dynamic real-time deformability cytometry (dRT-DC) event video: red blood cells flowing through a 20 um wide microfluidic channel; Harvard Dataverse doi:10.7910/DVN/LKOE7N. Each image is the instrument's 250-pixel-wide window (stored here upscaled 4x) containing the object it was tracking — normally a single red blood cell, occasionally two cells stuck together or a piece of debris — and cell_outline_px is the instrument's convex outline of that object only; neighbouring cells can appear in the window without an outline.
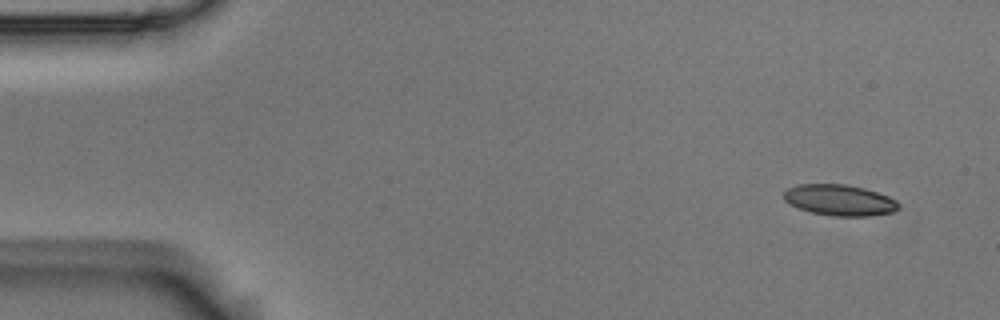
{"species": "Egyptian fruit bat (a non-hibernating species)", "species_latin": "Rousettus aegyptiacus", "temperature_condition": "room temperature", "stored_images_in_passage": 3, "camera_frame_rate_fps": 3000, "um_per_image_px": 0.085, "animal": {"sex": "male"}, "frame": {"image": 1, "passage_image": 1, "time_ms": 0.0, "image_size_px": [1000, 320], "cell_outline_px": [[900, 208], [892, 212], [868, 216], [832, 216], [812, 212], [800, 208], [784, 200], [784, 192], [788, 188], [796, 184], [844, 184], [864, 188], [888, 196], [896, 200], [900, 204]], "centroid_in_image_um": [71.38, 17.0], "position_along_channel_um": 13.6, "area_um2": 20.63}}